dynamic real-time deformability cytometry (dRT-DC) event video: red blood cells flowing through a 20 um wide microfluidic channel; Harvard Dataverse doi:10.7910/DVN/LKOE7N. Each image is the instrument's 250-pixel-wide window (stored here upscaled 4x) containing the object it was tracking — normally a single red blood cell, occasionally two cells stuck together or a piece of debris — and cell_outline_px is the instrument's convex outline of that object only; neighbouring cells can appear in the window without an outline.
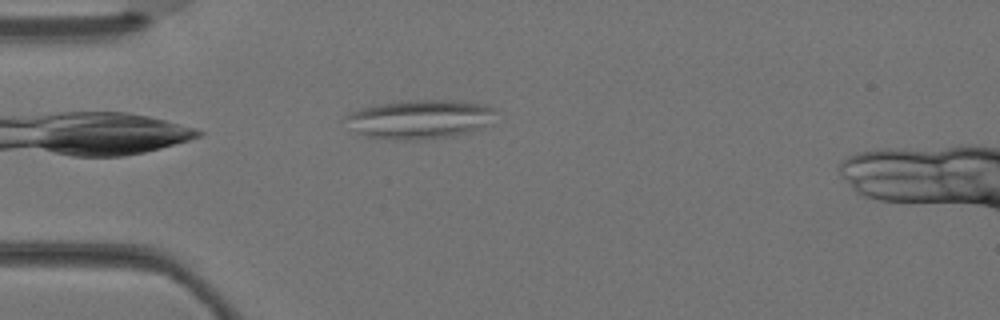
{"species": "Egyptian fruit bat (a non-hibernating species)", "species_latin": "Rousettus aegyptiacus", "temperature_condition": "warm", "stored_images_in_passage": 1, "camera_frame_rate_fps": 3000, "um_per_image_px": 0.085, "animal": {"sex": "female"}, "frame": {"image": 1, "passage_image": 1, "time_ms": 0.0, "image_size_px": [1000, 320], "cell_outline_px": [[496, 124], [472, 132], [452, 136], [424, 140], [392, 140], [368, 136], [356, 132], [344, 116], [352, 112], [364, 108], [380, 104], [408, 100], [460, 100], [488, 104], [496, 112]], "centroid_in_image_um": [35.86, 10.14], "position_along_channel_um": 49.1, "area_um2": 34.68}}